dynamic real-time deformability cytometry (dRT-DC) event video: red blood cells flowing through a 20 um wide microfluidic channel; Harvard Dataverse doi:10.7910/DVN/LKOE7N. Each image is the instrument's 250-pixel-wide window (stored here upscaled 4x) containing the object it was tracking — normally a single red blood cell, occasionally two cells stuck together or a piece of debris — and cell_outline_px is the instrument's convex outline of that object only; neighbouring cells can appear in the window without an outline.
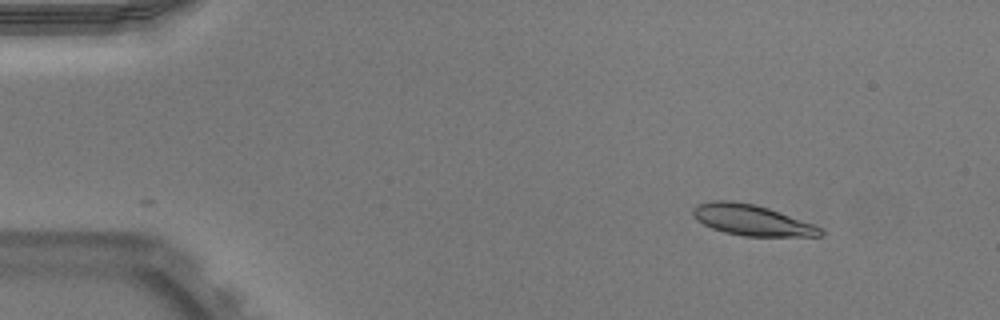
{"species": "Egyptian fruit bat (a non-hibernating species)", "species_latin": "Rousettus aegyptiacus", "temperature_condition": "warm", "stored_images_in_passage": 46, "camera_frame_rate_fps": 3000, "um_per_image_px": 0.085, "animal": {"sex": "male"}, "frame": {"image": 1, "passage_image": 1, "time_ms": 0.0, "image_size_px": [1000, 320], "cell_outline_px": [[824, 232], [820, 236], [744, 236], [724, 232], [712, 228], [696, 220], [692, 216], [692, 208], [696, 204], [716, 200], [728, 200], [756, 204], [768, 208], [812, 224], [820, 228]], "centroid_in_image_um": [63.83, 18.7], "position_along_channel_um": 21.2, "area_um2": 22.72}}
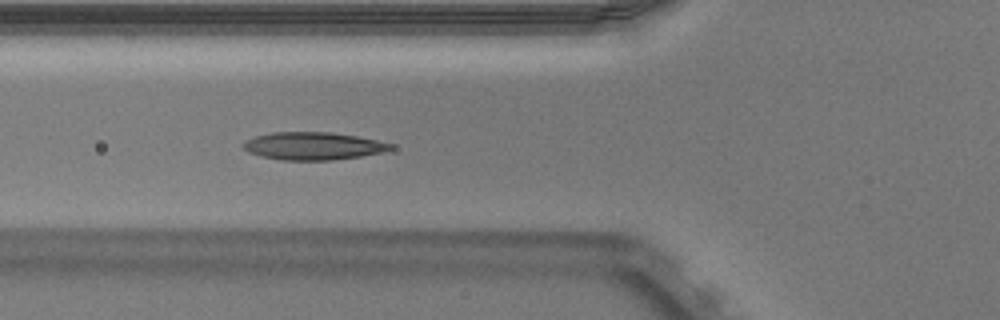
{"frame": {"image": 2, "passage_image": 14, "time_ms": 4.333, "image_size_px": [1000, 320], "cell_outline_px": [[396, 148], [380, 152], [360, 156], [332, 160], [280, 160], [260, 156], [248, 152], [240, 144], [244, 140], [256, 136], [272, 132], [332, 132], [356, 136], [376, 140], [392, 144]], "centroid_in_image_um": [26.56, 12.4], "position_along_channel_um": 99.2, "area_um2": 23.81}}
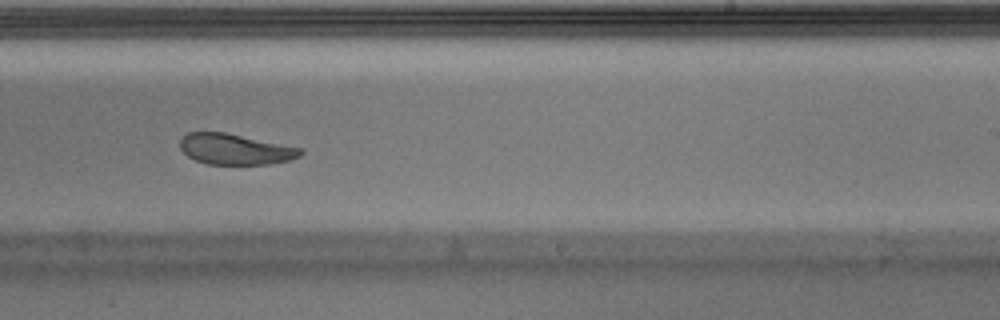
{"frame": {"image": 3, "passage_image": 27, "time_ms": 8.667, "image_size_px": [1000, 320], "cell_outline_px": [[304, 152], [300, 156], [288, 160], [268, 164], [208, 164], [196, 160], [188, 156], [180, 148], [180, 140], [188, 132], [224, 132], [300, 148]], "centroid_in_image_um": [19.96, 12.68], "position_along_channel_um": 269.0, "area_um2": 21.21}, "authors_computed_cell_mechanics": {"area_um2": 23.3512, "velocity_mm_per_s": 3.9187, "shape_relaxation_time_tau1_ms": 8.4505, "shape_relaxation_time_tau2_ms": 4.0103, "deformation_change_tau1": 0.2259, "deformation_change_tau2": 0.0525}}